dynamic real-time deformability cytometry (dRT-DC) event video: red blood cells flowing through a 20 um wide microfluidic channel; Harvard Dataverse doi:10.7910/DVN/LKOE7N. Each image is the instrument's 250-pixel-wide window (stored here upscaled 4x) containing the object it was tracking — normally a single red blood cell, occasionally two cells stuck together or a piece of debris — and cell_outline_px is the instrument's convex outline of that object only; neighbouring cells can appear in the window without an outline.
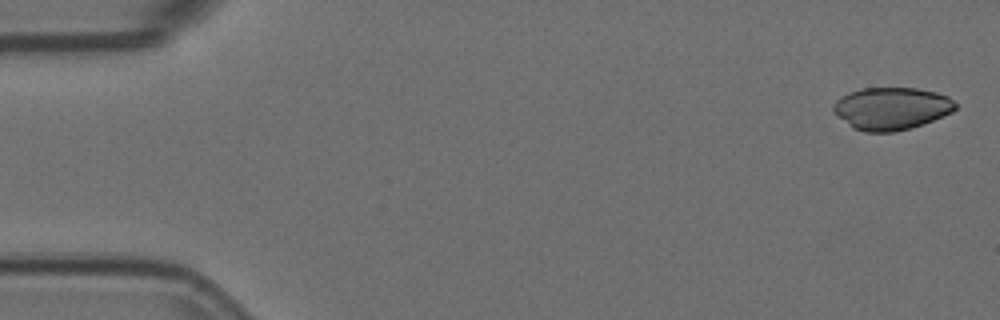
{"species": "Egyptian fruit bat (a non-hibernating species)", "species_latin": "Rousettus aegyptiacus", "temperature_condition": "room temperature", "stored_images_in_passage": 5, "camera_frame_rate_fps": 3000, "um_per_image_px": 0.085, "animal": {"sex": "female"}, "frame": {"image": 1, "passage_image": 1, "time_ms": 0.0, "image_size_px": [1000, 320], "cell_outline_px": [[956, 108], [952, 112], [924, 124], [912, 128], [892, 132], [864, 132], [852, 128], [832, 108], [832, 104], [840, 96], [848, 92], [860, 88], [916, 88], [936, 92], [948, 96], [956, 104]], "centroid_in_image_um": [75.77, 9.22], "position_along_channel_um": 9.2, "area_um2": 30.23}}
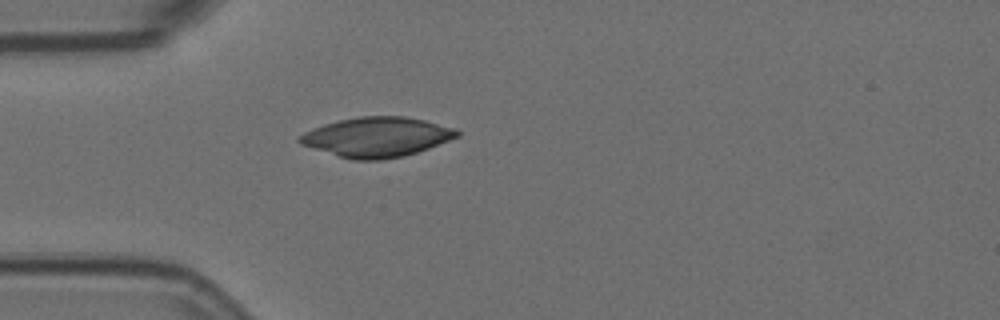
{"frame": {"image": 2, "passage_image": 5, "time_ms": 1.333, "image_size_px": [1000, 320], "cell_outline_px": [[460, 136], [428, 148], [404, 156], [380, 160], [352, 160], [300, 144], [296, 140], [304, 132], [312, 128], [324, 124], [340, 120], [360, 116], [404, 116], [424, 120], [456, 128], [460, 132]], "centroid_in_image_um": [32.03, 11.64], "position_along_channel_um": 53.0, "area_um2": 36.36}}